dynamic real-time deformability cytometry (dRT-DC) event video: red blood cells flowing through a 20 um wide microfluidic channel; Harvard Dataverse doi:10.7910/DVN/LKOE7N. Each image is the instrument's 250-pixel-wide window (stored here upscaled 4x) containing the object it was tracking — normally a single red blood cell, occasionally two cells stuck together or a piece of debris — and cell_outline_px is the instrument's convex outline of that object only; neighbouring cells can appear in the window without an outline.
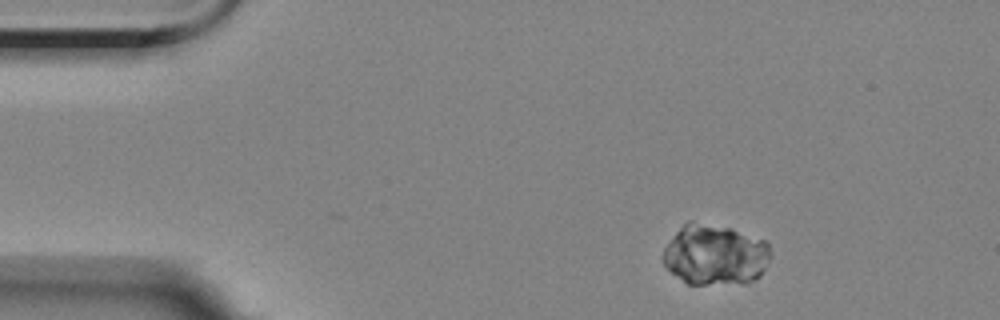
{"species": "Egyptian fruit bat (a non-hibernating species)", "species_latin": "Rousettus aegyptiacus", "temperature_condition": "room temperature", "stored_images_in_passage": 3, "camera_frame_rate_fps": 3000, "um_per_image_px": 0.085, "animal": {"sex": "female"}, "frame": {"image": 1, "passage_image": 1, "time_ms": 0.0, "image_size_px": [1000, 320], "cell_outline_px": [[768, 260], [760, 276], [748, 284], [688, 284], [672, 272], [664, 264], [664, 248], [676, 232], [684, 224], [688, 224], [728, 228], [764, 240], [768, 244]], "centroid_in_image_um": [60.8, 21.73], "position_along_channel_um": 24.2, "area_um2": 36.88}}